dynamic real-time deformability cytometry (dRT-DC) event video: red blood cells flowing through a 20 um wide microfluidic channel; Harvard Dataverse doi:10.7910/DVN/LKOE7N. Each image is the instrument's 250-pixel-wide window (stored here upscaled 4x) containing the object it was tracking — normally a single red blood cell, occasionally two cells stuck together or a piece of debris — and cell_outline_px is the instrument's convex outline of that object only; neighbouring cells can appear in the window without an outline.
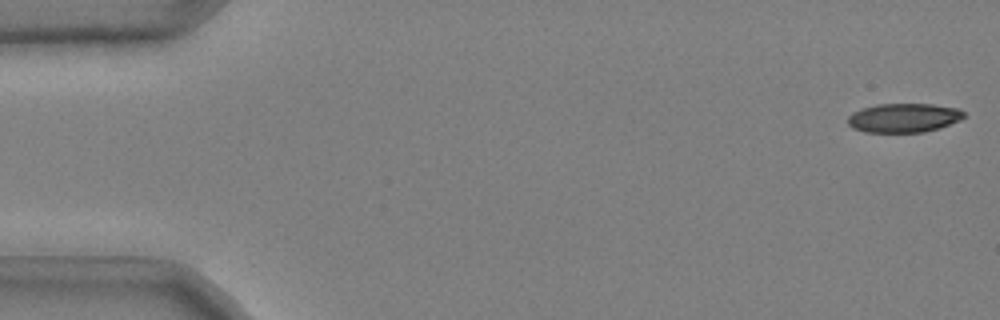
{"species": "common noctule bat (a hibernating species)", "species_latin": "Nyctalus noctula", "temperature_condition": "cold", "stored_images_in_passage": 48, "camera_frame_rate_fps": 3000, "um_per_image_px": 0.085, "animal": {"sex": "male", "body_mass_g": 20.4}, "frame": {"image": 1, "passage_image": 1, "time_ms": 0.0, "image_size_px": [1000, 320], "cell_outline_px": [[964, 116], [960, 120], [940, 128], [924, 132], [864, 132], [852, 128], [848, 124], [848, 116], [852, 112], [860, 108], [876, 104], [932, 104], [960, 108], [964, 112]], "centroid_in_image_um": [76.8, 10.01], "position_along_channel_um": 8.2, "area_um2": 19.88}}
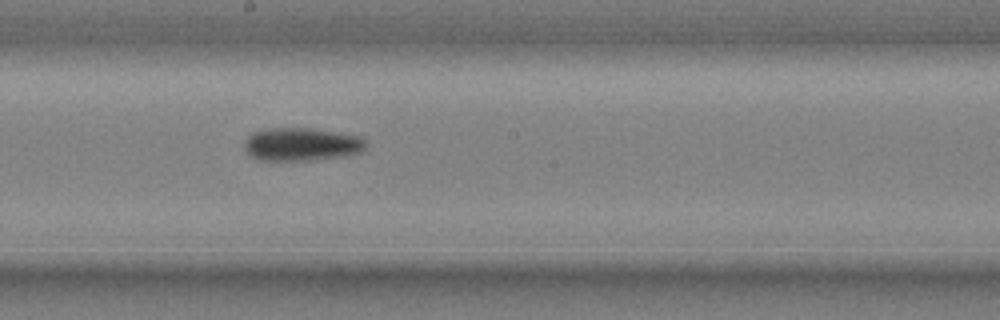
{"frame": {"image": 2, "passage_image": 29, "time_ms": 9.333, "image_size_px": [1000, 320], "cell_outline_px": [[368, 144], [360, 152], [344, 156], [308, 160], [256, 160], [244, 148], [244, 144], [248, 136], [252, 132], [268, 128], [312, 128], [364, 136]], "centroid_in_image_um": [25.66, 12.25], "position_along_channel_um": 222.5, "area_um2": 23.64}}
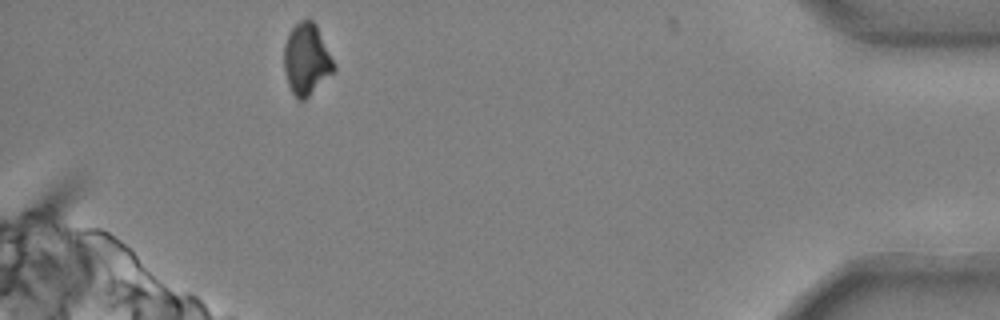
{"frame": {"image": 3, "passage_image": 48, "time_ms": 15.667, "image_size_px": [1000, 320], "cell_outline_px": [[336, 68], [304, 100], [296, 100], [288, 84], [284, 68], [284, 44], [288, 32], [300, 20], [312, 20], [316, 24]], "centroid_in_image_um": [26.02, 5.03], "position_along_channel_um": 409.2, "area_um2": 20.35}, "authors_computed_cell_mechanics": {"area_um2": 22.4553, "velocity_mm_per_s": 3.7256, "shape_relaxation_time_tau1_ms": 3.5594, "shape_relaxation_time_tau2_ms": null, "deformation_change_tau1": 0.1235, "deformation_change_tau2": null}}